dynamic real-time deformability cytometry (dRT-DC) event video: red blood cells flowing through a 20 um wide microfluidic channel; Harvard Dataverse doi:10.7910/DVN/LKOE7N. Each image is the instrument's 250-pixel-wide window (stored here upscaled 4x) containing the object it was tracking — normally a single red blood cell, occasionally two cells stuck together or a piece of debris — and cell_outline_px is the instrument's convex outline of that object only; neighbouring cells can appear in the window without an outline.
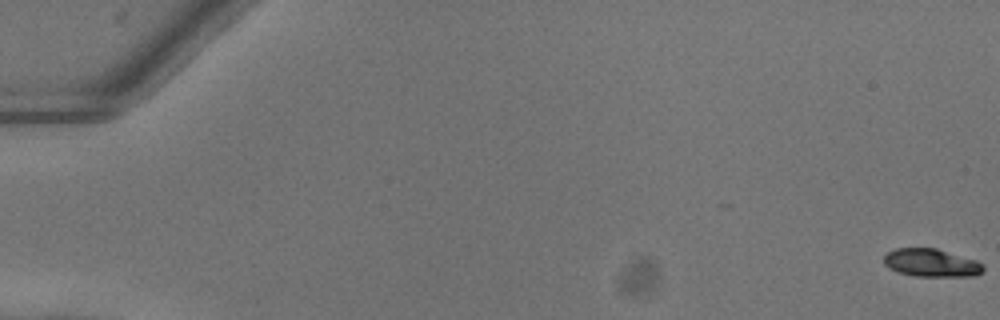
{"species": "common noctule bat (a hibernating species)", "species_latin": "Nyctalus noctula", "temperature_condition": "warm", "stored_images_in_passage": 53, "camera_frame_rate_fps": 3000, "um_per_image_px": 0.085, "animal": {"sex": "female"}, "frame": {"image": 1, "passage_image": 1, "time_ms": 0.0, "image_size_px": [1000, 320], "cell_outline_px": [[984, 272], [976, 276], [916, 276], [896, 272], [888, 268], [884, 264], [884, 256], [888, 252], [896, 248], [936, 248], [976, 260], [984, 264]], "centroid_in_image_um": [79.17, 22.35], "position_along_channel_um": 5.8, "area_um2": 16.36}}
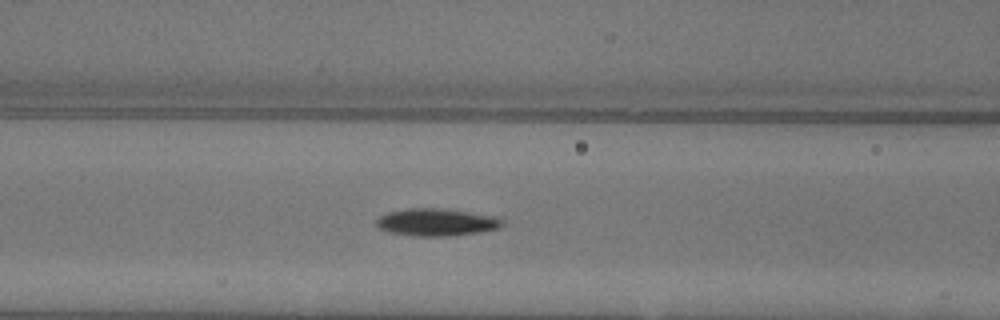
{"frame": {"image": 2, "passage_image": 24, "time_ms": 7.667, "image_size_px": [1000, 320], "cell_outline_px": [[504, 224], [496, 228], [476, 232], [448, 236], [416, 236], [388, 232], [380, 228], [376, 224], [376, 220], [380, 216], [388, 212], [408, 208], [436, 208], [492, 216], [504, 220]], "centroid_in_image_um": [37.03, 18.89], "position_along_channel_um": 129.6, "area_um2": 19.59}}
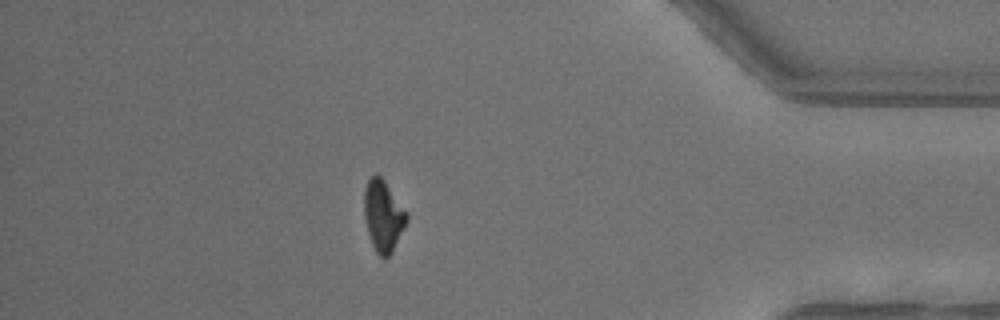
{"frame": {"image": 3, "passage_image": 47, "time_ms": 15.333, "image_size_px": [1000, 320], "cell_outline_px": [[408, 220], [392, 252], [384, 260], [376, 252], [372, 244], [368, 232], [364, 216], [364, 188], [368, 180], [372, 176], [380, 176], [384, 180], [408, 216]], "centroid_in_image_um": [32.55, 18.38], "position_along_channel_um": 402.6, "area_um2": 17.28}, "authors_computed_cell_mechanics": {"area_um2": 18.1492, "velocity_mm_per_s": 4.0443, "shape_relaxation_time_tau1_ms": 2.6134, "shape_relaxation_time_tau2_ms": null, "deformation_change_tau1": 0.1447, "deformation_change_tau2": null}}